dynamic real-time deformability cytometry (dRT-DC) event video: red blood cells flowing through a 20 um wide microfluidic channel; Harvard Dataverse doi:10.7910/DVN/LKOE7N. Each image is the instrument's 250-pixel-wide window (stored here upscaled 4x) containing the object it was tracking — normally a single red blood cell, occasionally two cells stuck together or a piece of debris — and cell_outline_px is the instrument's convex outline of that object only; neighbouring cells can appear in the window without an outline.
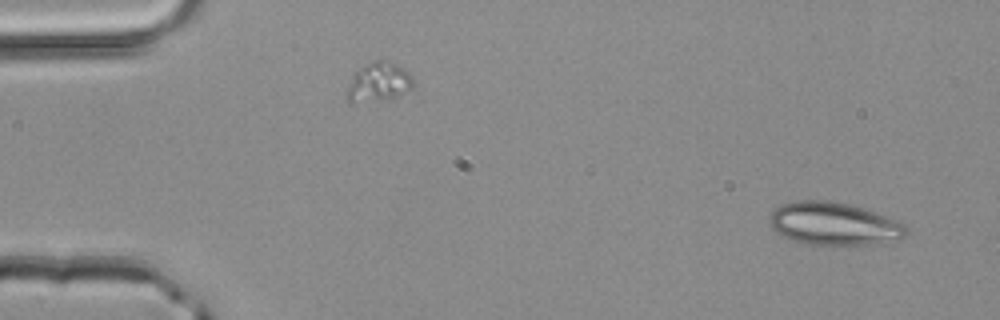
{"species": "common noctule bat (a hibernating species)", "species_latin": "Nyctalus noctula", "temperature_condition": "room temperature", "stored_images_in_passage": 2, "camera_frame_rate_fps": 3000, "um_per_image_px": 0.085, "animal": {"sex": "male", "body_mass_g": 20.4}, "frame": {"image": 1, "passage_image": 1, "time_ms": 0.0, "image_size_px": [1000, 320], "cell_outline_px": [[908, 232], [904, 236], [872, 244], [836, 248], [804, 244], [792, 240], [776, 232], [768, 224], [768, 216], [780, 204], [796, 200], [828, 200], [848, 204], [864, 208], [876, 212], [896, 220], [904, 224], [908, 228]], "centroid_in_image_um": [70.82, 19.05], "position_along_channel_um": 14.2, "area_um2": 34.97}}